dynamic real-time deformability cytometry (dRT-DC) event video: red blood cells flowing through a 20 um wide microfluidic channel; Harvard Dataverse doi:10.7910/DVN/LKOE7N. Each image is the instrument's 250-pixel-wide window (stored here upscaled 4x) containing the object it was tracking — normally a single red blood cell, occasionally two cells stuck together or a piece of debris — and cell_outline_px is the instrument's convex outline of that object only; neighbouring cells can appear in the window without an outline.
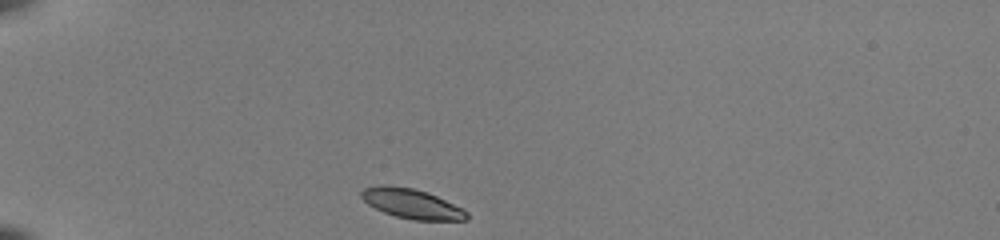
{"species": "common noctule bat (a hibernating species)", "species_latin": "Nyctalus noctula", "temperature_condition": "room temperature", "stored_images_in_passage": 38, "camera_frame_rate_fps": 3000, "um_per_image_px": 0.085, "animal": {"sex": "female", "body_mass_g": 22.0, "forearm_length_mm": 56.7}, "frame": {"image": 1, "passage_image": 1, "time_ms": 0.0, "image_size_px": [1000, 240], "cell_outline_px": [[468, 220], [412, 220], [396, 216], [384, 212], [368, 204], [360, 196], [360, 192], [364, 188], [380, 184], [388, 184], [412, 188], [436, 196], [464, 208], [468, 212]], "centroid_in_image_um": [35.0, 17.31], "position_along_channel_um": 50.0, "area_um2": 18.26}}
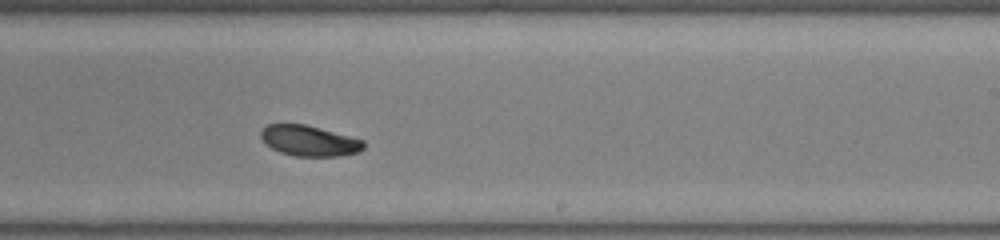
{"frame": {"image": 2, "passage_image": 20, "time_ms": 6.333, "image_size_px": [1000, 240], "cell_outline_px": [[364, 148], [360, 152], [340, 156], [296, 156], [280, 152], [272, 148], [260, 136], [260, 132], [268, 124], [304, 124], [320, 128], [364, 140]], "centroid_in_image_um": [26.32, 11.97], "position_along_channel_um": 262.7, "area_um2": 18.15}}
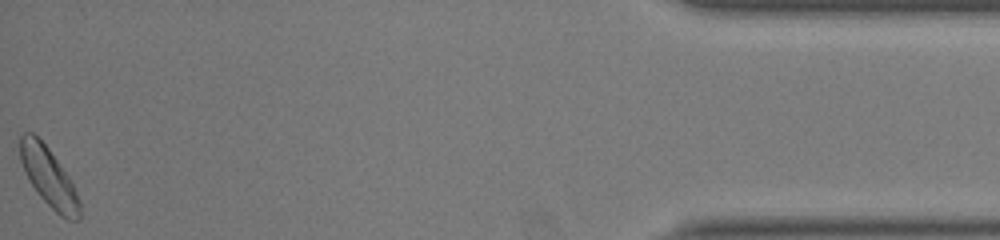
{"frame": {"image": 3, "passage_image": 38, "time_ms": 12.333, "image_size_px": [1000, 240], "cell_outline_px": [[80, 216], [76, 220], [68, 220], [60, 216], [40, 196], [32, 184], [20, 160], [20, 136], [24, 132], [32, 132], [48, 148], [68, 176], [80, 200]], "centroid_in_image_um": [4.15, 15.06], "position_along_channel_um": 431.0, "area_um2": 19.88}, "authors_computed_cell_mechanics": {"area_um2": 18.9584, "velocity_mm_per_s": 3.9456, "shape_relaxation_time_tau1_ms": 1.8743, "shape_relaxation_time_tau2_ms": null, "deformation_change_tau1": 0.1096, "deformation_change_tau2": null}}